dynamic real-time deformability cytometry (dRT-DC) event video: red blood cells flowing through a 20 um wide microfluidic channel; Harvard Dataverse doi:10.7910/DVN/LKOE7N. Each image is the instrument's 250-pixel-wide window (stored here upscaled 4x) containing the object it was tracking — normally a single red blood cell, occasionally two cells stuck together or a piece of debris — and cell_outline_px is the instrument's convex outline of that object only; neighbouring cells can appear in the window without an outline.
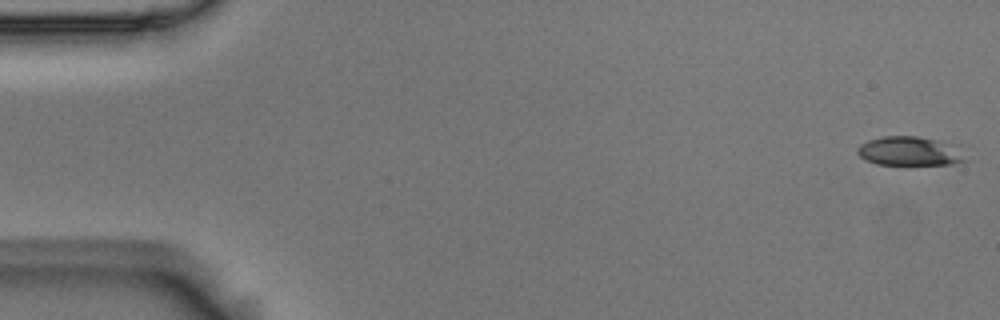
{"species": "Egyptian fruit bat (a non-hibernating species)", "species_latin": "Rousettus aegyptiacus", "temperature_condition": "room temperature", "stored_images_in_passage": 55, "camera_frame_rate_fps": 3000, "um_per_image_px": 0.085, "animal": {"sex": "male"}, "frame": {"image": 1, "passage_image": 1, "time_ms": 0.0, "image_size_px": [1000, 320], "cell_outline_px": [[964, 160], [952, 164], [876, 164], [864, 160], [856, 152], [856, 148], [860, 144], [868, 140], [884, 136], [916, 136], [940, 140], [960, 144]], "centroid_in_image_um": [77.32, 12.83], "position_along_channel_um": 7.7, "area_um2": 18.5}}
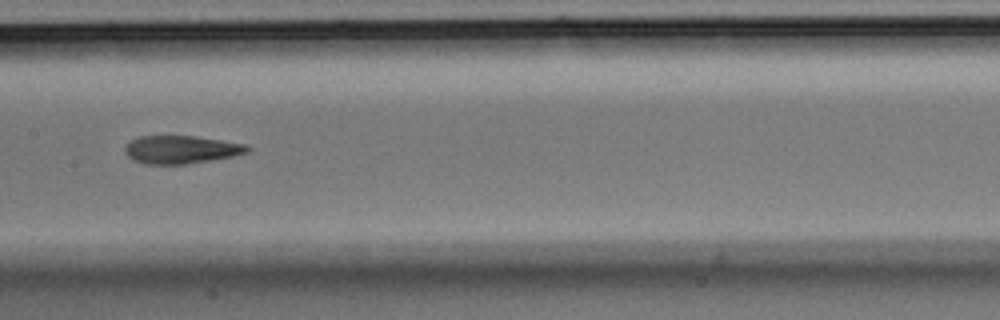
{"frame": {"image": 2, "passage_image": 27, "time_ms": 8.667, "image_size_px": [1000, 320], "cell_outline_px": [[252, 148], [248, 152], [232, 156], [212, 160], [188, 164], [144, 164], [132, 160], [124, 152], [124, 148], [132, 140], [140, 136], [196, 136], [248, 144]], "centroid_in_image_um": [15.42, 12.72], "position_along_channel_um": 192.0, "area_um2": 20.11}}
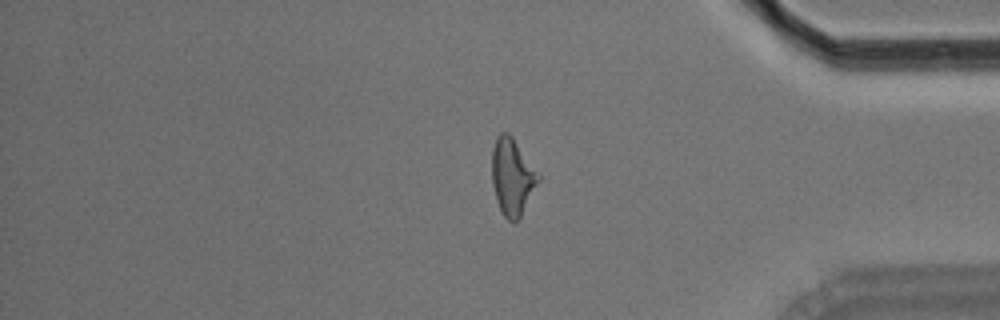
{"frame": {"image": 3, "passage_image": 45, "time_ms": 14.667, "image_size_px": [1000, 320], "cell_outline_px": [[540, 180], [520, 216], [516, 220], [508, 220], [504, 216], [496, 200], [492, 184], [492, 148], [496, 136], [500, 132], [508, 132], [512, 136], [540, 172]], "centroid_in_image_um": [43.55, 14.96], "position_along_channel_um": 391.7, "area_um2": 20.87}, "authors_computed_cell_mechanics": {"area_um2": 20.0566, "velocity_mm_per_s": 3.7151, "shape_relaxation_time_tau1_ms": 9.0972, "shape_relaxation_time_tau2_ms": 2.9006, "deformation_change_tau1": 0.2428, "deformation_change_tau2": 0.1259}}